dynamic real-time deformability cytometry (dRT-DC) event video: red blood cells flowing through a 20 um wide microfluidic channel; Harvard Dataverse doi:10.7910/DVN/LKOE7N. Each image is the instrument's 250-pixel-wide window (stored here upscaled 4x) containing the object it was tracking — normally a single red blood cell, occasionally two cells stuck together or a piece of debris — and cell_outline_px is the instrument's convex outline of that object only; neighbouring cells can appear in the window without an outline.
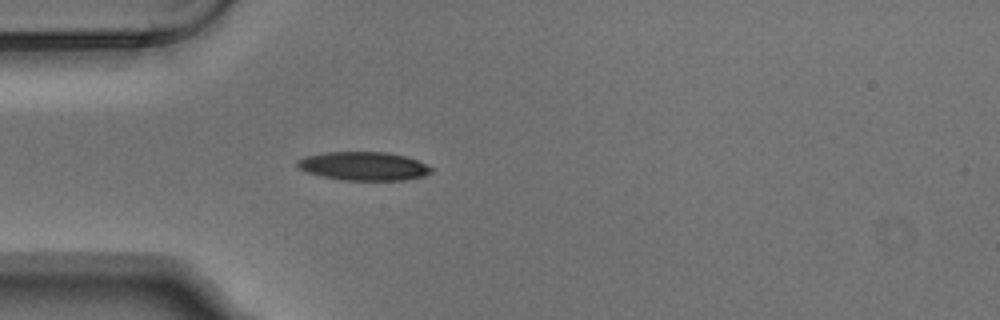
{"species": "Egyptian fruit bat (a non-hibernating species)", "species_latin": "Rousettus aegyptiacus", "temperature_condition": "warm", "stored_images_in_passage": 4, "camera_frame_rate_fps": 3000, "um_per_image_px": 0.085, "animal": {"sex": "male"}, "frame": {"image": 1, "passage_image": 4, "time_ms": 1.0, "image_size_px": [1000, 320], "cell_outline_px": [[432, 172], [424, 176], [404, 180], [344, 180], [320, 176], [296, 168], [296, 160], [304, 156], [324, 152], [388, 152], [404, 156], [416, 160], [432, 168]], "centroid_in_image_um": [30.85, 14.12], "position_along_channel_um": 54.2, "area_um2": 22.37}}